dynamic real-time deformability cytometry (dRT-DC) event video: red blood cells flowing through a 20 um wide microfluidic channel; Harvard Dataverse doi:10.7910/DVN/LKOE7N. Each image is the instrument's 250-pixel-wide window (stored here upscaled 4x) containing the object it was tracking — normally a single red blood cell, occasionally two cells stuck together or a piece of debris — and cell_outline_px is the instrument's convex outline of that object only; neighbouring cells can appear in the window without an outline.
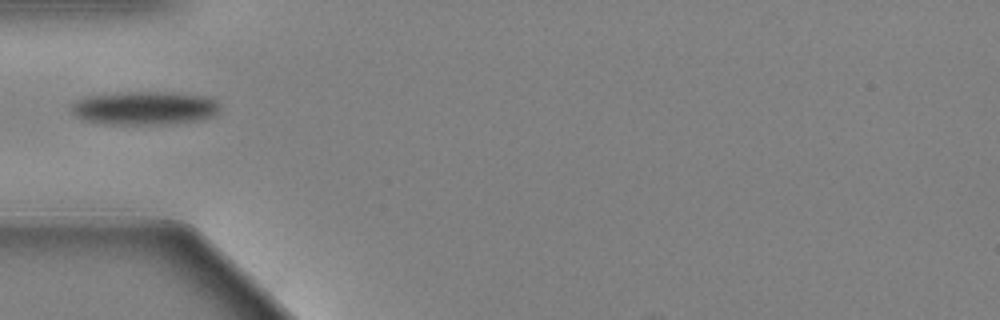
{"species": "Egyptian fruit bat (a non-hibernating species)", "species_latin": "Rousettus aegyptiacus", "temperature_condition": "warm", "stored_images_in_passage": 17, "camera_frame_rate_fps": 3000, "um_per_image_px": 0.085, "animal": {"sex": "female"}, "frame": {"image": 1, "passage_image": 1, "time_ms": 0.0, "image_size_px": [1000, 320], "cell_outline_px": [[220, 112], [204, 120], [168, 124], [104, 124], [84, 120], [76, 116], [72, 112], [72, 104], [76, 100], [88, 96], [124, 92], [168, 92], [204, 96], [216, 100], [220, 104]], "centroid_in_image_um": [12.33, 9.19], "position_along_channel_um": 72.7, "area_um2": 29.19}}
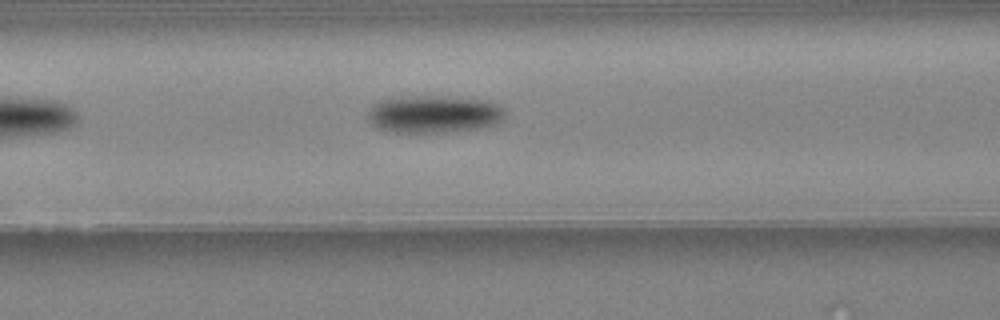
{"frame": {"image": 2, "passage_image": 6, "time_ms": 1.667, "image_size_px": [1000, 320], "cell_outline_px": [[504, 116], [496, 124], [476, 128], [444, 132], [396, 132], [380, 128], [372, 124], [368, 116], [372, 108], [376, 104], [384, 100], [400, 96], [440, 96], [488, 100], [504, 108]], "centroid_in_image_um": [36.92, 9.69], "position_along_channel_um": 129.7, "area_um2": 29.48}}